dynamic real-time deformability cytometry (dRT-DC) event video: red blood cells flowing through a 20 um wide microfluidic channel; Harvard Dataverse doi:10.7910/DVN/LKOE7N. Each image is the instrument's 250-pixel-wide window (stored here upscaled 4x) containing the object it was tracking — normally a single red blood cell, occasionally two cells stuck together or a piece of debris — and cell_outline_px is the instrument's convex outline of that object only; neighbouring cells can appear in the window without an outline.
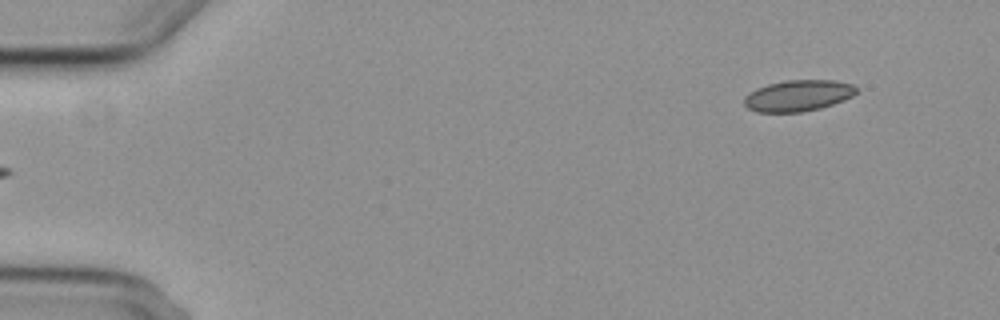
{"species": "common noctule bat (a hibernating species)", "species_latin": "Nyctalus noctula", "temperature_condition": "cold", "stored_images_in_passage": 4, "segment_of_instrument_passage": [2, 2], "camera_frame_rate_fps": 3000, "um_per_image_px": 0.085, "animal": {"sex": "female", "body_mass_g": 29.2, "forearm_length_mm": 56.3}, "frame": {"image": 1, "passage_image": 4, "time_ms": 4.333, "image_size_px": [1000, 320], "cell_outline_px": [[856, 92], [852, 96], [844, 100], [820, 108], [804, 112], [756, 112], [748, 108], [744, 104], [744, 96], [748, 92], [756, 88], [768, 84], [784, 80], [836, 80], [852, 84], [856, 88]], "centroid_in_image_um": [67.81, 8.12], "position_along_channel_um": 17.2, "area_um2": 20.52}}